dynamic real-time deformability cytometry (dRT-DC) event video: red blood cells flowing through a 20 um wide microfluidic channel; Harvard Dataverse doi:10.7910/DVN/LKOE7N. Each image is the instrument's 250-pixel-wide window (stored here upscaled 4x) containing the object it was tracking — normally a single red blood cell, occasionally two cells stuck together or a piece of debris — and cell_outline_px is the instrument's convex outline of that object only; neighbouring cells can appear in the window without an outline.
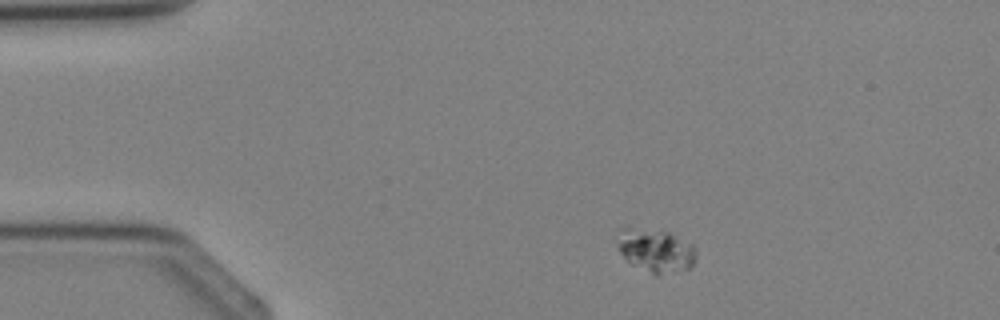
{"species": "Egyptian fruit bat (a non-hibernating species)", "species_latin": "Rousettus aegyptiacus", "temperature_condition": "cold", "stored_images_in_passage": 3, "camera_frame_rate_fps": 3000, "um_per_image_px": 0.085, "animal": {"sex": "female"}, "frame": {"image": 1, "passage_image": 1, "time_ms": 0.0, "image_size_px": [1000, 320], "cell_outline_px": [[696, 256], [692, 268], [656, 276], [632, 264], [616, 248], [616, 240], [624, 228], [628, 228], [668, 232], [692, 244], [696, 248]], "centroid_in_image_um": [55.76, 21.33], "position_along_channel_um": 29.2, "area_um2": 19.77}}
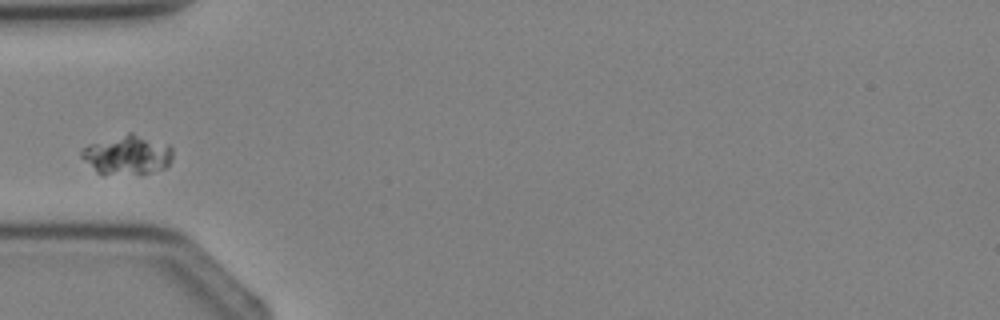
{"frame": {"image": 2, "passage_image": 3, "time_ms": 2.0, "image_size_px": [1000, 320], "cell_outline_px": [[172, 160], [164, 168], [140, 176], [96, 172], [80, 156], [80, 152], [88, 144], [128, 132], [132, 132], [168, 144], [172, 148]], "centroid_in_image_um": [10.84, 13.17], "position_along_channel_um": 74.2, "area_um2": 21.21}}